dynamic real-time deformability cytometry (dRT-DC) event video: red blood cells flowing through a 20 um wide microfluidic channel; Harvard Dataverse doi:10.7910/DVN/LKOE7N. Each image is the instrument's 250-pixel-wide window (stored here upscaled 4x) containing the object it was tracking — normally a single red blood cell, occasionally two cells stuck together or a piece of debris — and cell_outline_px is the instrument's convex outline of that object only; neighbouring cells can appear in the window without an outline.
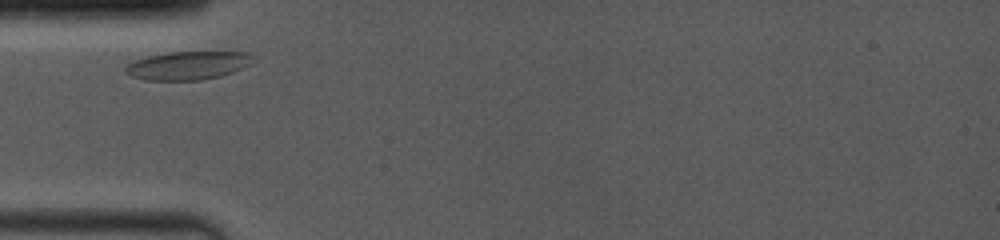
{"species": "common noctule bat (a hibernating species)", "species_latin": "Nyctalus noctula", "temperature_condition": "room temperature", "stored_images_in_passage": 19, "camera_frame_rate_fps": 4000, "um_per_image_px": 0.085, "animal": {"sex": "female", "body_mass_g": 19.0, "forearm_length_mm": 53.3}, "frame": {"image": 1, "passage_image": 1, "time_ms": 0.0, "image_size_px": [1000, 240], "cell_outline_px": [[252, 56], [248, 64], [232, 72], [220, 76], [200, 80], [148, 80], [132, 76], [124, 72], [124, 68], [128, 64], [136, 60], [148, 56], [168, 52], [248, 52]], "centroid_in_image_um": [15.91, 5.56], "position_along_channel_um": 69.1, "area_um2": 20.69}}
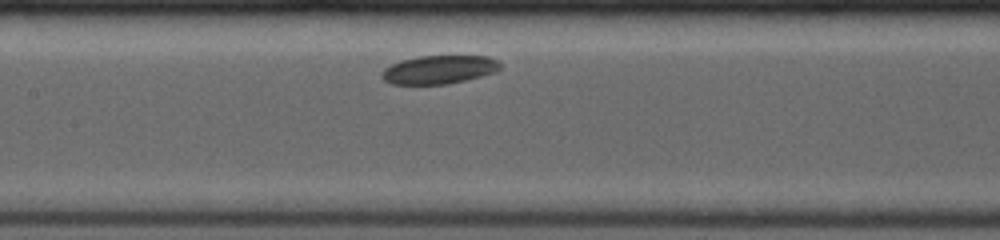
{"frame": {"image": 2, "passage_image": 6, "time_ms": 2.75, "image_size_px": [1000, 240], "cell_outline_px": [[500, 68], [496, 72], [464, 80], [444, 84], [392, 84], [384, 80], [380, 76], [384, 68], [392, 64], [404, 60], [420, 56], [488, 56], [496, 60], [500, 64]], "centroid_in_image_um": [37.31, 5.92], "position_along_channel_um": 170.1, "area_um2": 19.36}}
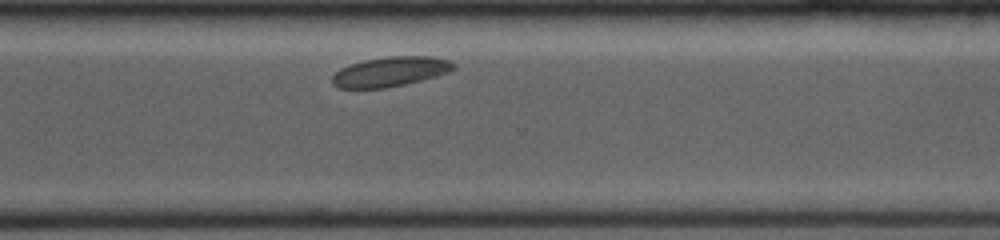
{"frame": {"image": 3, "passage_image": 16, "time_ms": 7.25, "image_size_px": [1000, 240], "cell_outline_px": [[456, 68], [448, 72], [420, 80], [404, 84], [384, 88], [340, 88], [332, 84], [332, 76], [340, 68], [364, 60], [388, 56], [432, 56], [448, 60], [456, 64]], "centroid_in_image_um": [33.17, 6.08], "position_along_channel_um": 337.4, "area_um2": 20.87}}